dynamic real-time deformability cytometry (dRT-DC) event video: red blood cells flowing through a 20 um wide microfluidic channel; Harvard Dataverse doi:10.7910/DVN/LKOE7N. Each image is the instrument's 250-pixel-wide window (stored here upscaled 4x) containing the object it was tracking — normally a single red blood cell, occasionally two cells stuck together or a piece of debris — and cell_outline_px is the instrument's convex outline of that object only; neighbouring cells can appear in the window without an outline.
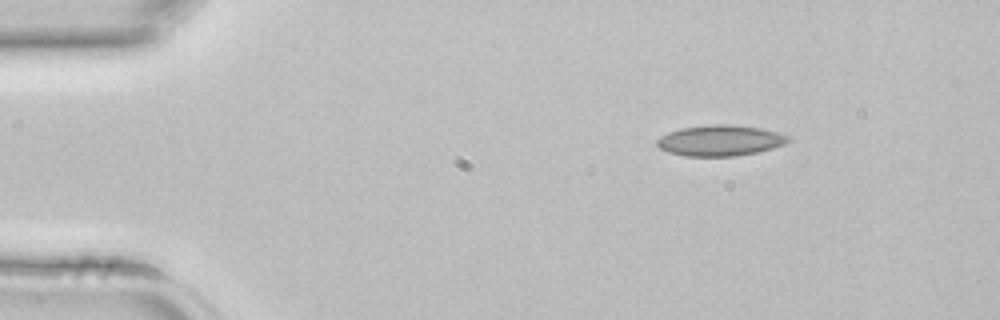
{"species": "common noctule bat (a hibernating species)", "species_latin": "Nyctalus noctula", "temperature_condition": "room temperature", "stored_images_in_passage": 4, "segment_of_instrument_passage": [2, 2], "camera_frame_rate_fps": 3000, "um_per_image_px": 0.085, "animal": {"sex": "female", "body_mass_g": 22.7, "forearm_length_mm": 54.2}, "frame": {"image": 1, "passage_image": 4, "time_ms": 1.0, "image_size_px": [1000, 320], "cell_outline_px": [[792, 140], [784, 144], [772, 148], [756, 152], [732, 156], [684, 156], [668, 152], [660, 148], [656, 144], [656, 140], [660, 136], [668, 132], [680, 128], [712, 124], [732, 124], [760, 128], [780, 132], [792, 136]], "centroid_in_image_um": [61.23, 11.93], "position_along_channel_um": 23.8, "area_um2": 23.76}}